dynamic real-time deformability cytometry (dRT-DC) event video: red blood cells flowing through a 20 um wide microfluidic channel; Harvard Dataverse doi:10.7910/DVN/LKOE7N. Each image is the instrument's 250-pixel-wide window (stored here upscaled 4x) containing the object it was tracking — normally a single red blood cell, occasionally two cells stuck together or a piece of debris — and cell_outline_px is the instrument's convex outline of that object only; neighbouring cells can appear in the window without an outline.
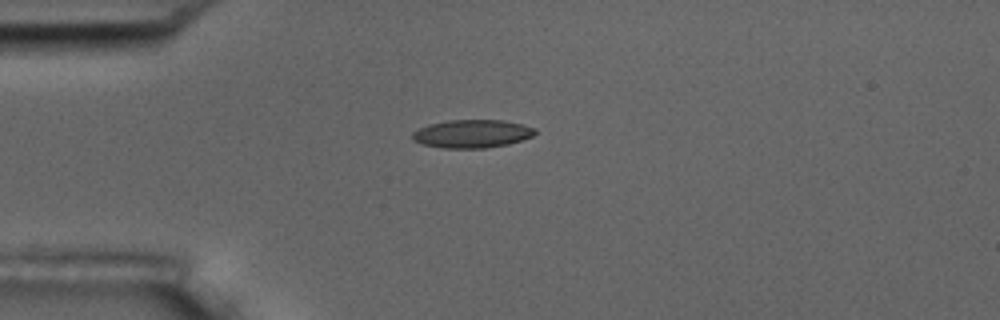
{"species": "common noctule bat (a hibernating species)", "species_latin": "Nyctalus noctula", "temperature_condition": "room temperature", "stored_images_in_passage": 3, "camera_frame_rate_fps": 3000, "um_per_image_px": 0.085, "animal": {"sex": "male", "body_mass_g": 17.5, "forearm_length_mm": 52.3}, "frame": {"image": 1, "passage_image": 1, "time_ms": 0.0, "image_size_px": [1000, 320], "cell_outline_px": [[536, 132], [532, 136], [524, 140], [508, 144], [484, 148], [444, 148], [424, 144], [412, 140], [412, 132], [428, 124], [448, 120], [504, 120], [524, 124], [536, 128]], "centroid_in_image_um": [40.16, 11.36], "position_along_channel_um": 44.8, "area_um2": 20.23}}